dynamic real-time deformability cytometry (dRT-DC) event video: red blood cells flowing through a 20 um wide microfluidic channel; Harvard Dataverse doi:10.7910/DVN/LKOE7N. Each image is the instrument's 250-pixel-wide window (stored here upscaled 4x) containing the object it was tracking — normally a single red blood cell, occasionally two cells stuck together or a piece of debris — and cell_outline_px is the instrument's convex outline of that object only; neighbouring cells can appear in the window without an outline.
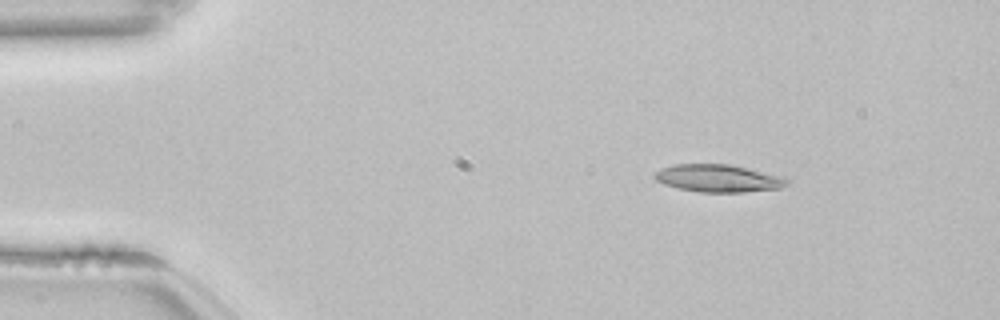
{"species": "common noctule bat (a hibernating species)", "species_latin": "Nyctalus noctula", "temperature_condition": "room temperature", "stored_images_in_passage": 52, "camera_frame_rate_fps": 3000, "um_per_image_px": 0.085, "animal": {"sex": "female", "body_mass_g": 22.7, "forearm_length_mm": 54.2}, "frame": {"image": 1, "passage_image": 7, "time_ms": 2.0, "image_size_px": [1000, 320], "cell_outline_px": [[788, 184], [780, 188], [744, 192], [700, 192], [680, 188], [664, 184], [656, 180], [652, 176], [660, 168], [672, 164], [732, 164], [784, 176], [788, 180]], "centroid_in_image_um": [61.06, 15.14], "position_along_channel_um": 23.9, "area_um2": 21.39}}
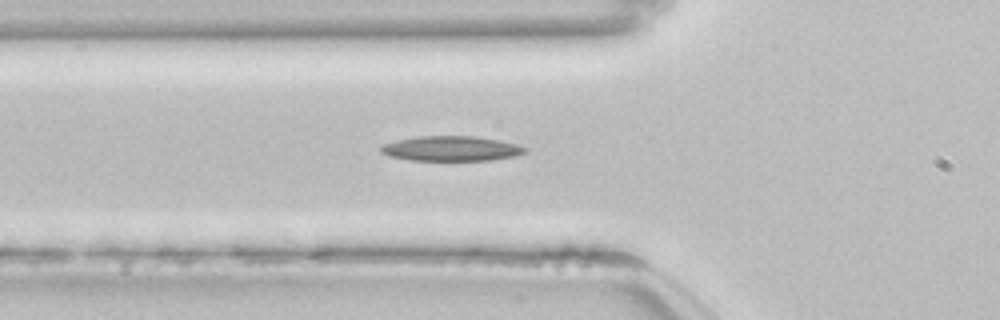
{"frame": {"image": 2, "passage_image": 18, "time_ms": 5.667, "image_size_px": [1000, 320], "cell_outline_px": [[528, 152], [516, 156], [492, 160], [408, 160], [388, 156], [380, 152], [380, 148], [384, 144], [396, 140], [420, 136], [472, 136], [500, 140], [516, 144], [528, 148]], "centroid_in_image_um": [38.37, 12.63], "position_along_channel_um": 87.4, "area_um2": 21.04}}
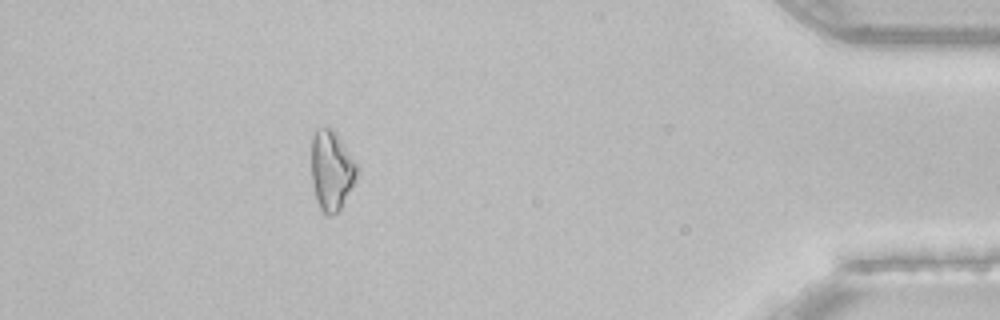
{"frame": {"image": 3, "passage_image": 47, "time_ms": 15.333, "image_size_px": [1000, 320], "cell_outline_px": [[356, 176], [340, 208], [332, 216], [328, 216], [320, 208], [316, 200], [312, 184], [312, 136], [316, 128], [332, 128], [336, 132], [356, 160]], "centroid_in_image_um": [28.15, 14.44], "position_along_channel_um": 407.0, "area_um2": 20.92}}